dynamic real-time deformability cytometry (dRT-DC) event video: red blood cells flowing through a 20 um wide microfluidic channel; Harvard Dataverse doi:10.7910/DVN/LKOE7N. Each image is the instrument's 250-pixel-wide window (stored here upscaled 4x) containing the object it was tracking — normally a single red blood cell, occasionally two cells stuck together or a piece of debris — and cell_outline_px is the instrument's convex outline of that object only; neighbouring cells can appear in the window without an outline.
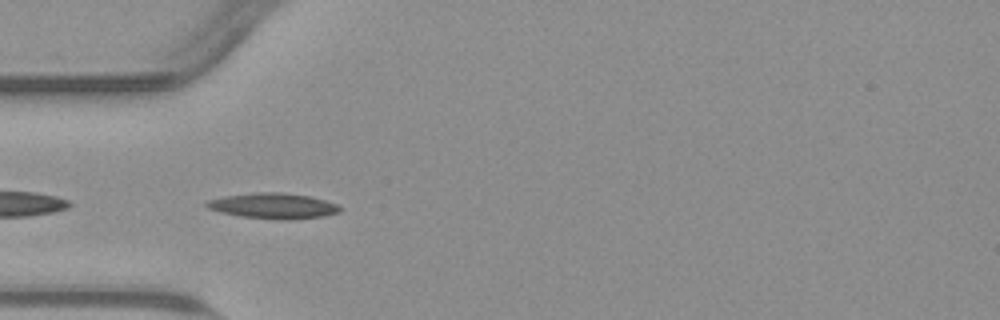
{"species": "common noctule bat (a hibernating species)", "species_latin": "Nyctalus noctula", "temperature_condition": "warm", "stored_images_in_passage": 40, "camera_frame_rate_fps": 3000, "um_per_image_px": 0.085, "animal": {"sex": "male", "body_mass_g": 23.1, "forearm_length_mm": 52.7}, "frame": {"image": 1, "passage_image": 2, "time_ms": 0.333, "image_size_px": [1000, 320], "cell_outline_px": [[340, 212], [324, 216], [292, 220], [280, 220], [240, 216], [220, 212], [208, 208], [204, 204], [208, 200], [224, 196], [256, 192], [280, 192], [308, 196], [324, 200], [336, 204], [340, 208]], "centroid_in_image_um": [23.21, 17.5], "position_along_channel_um": 61.8, "area_um2": 19.83}}
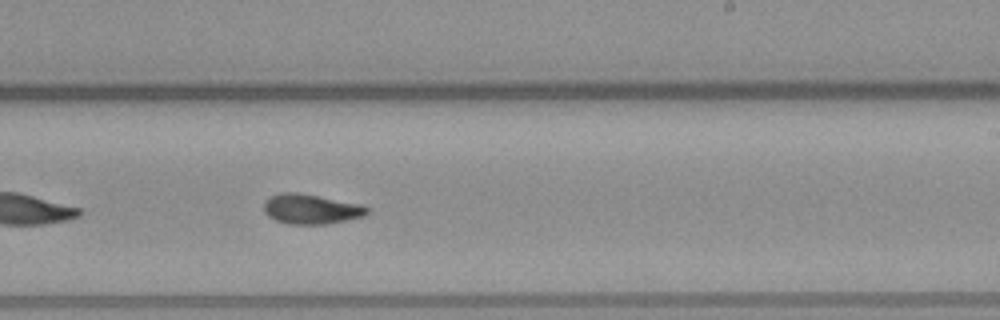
{"frame": {"image": 2, "passage_image": 18, "time_ms": 5.667, "image_size_px": [1000, 320], "cell_outline_px": [[368, 212], [364, 216], [324, 224], [288, 224], [276, 220], [268, 216], [264, 212], [264, 200], [268, 196], [280, 192], [296, 192], [360, 204], [368, 208]], "centroid_in_image_um": [26.37, 17.76], "position_along_channel_um": 262.6, "area_um2": 17.86}}
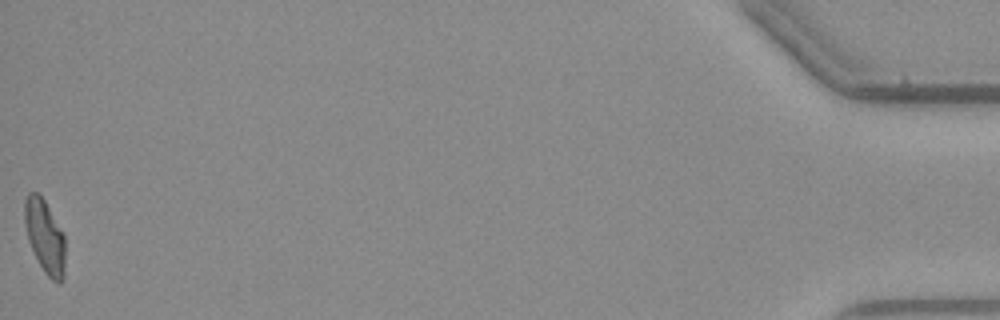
{"frame": {"image": 3, "passage_image": 40, "time_ms": 13.0, "image_size_px": [1000, 320], "cell_outline_px": [[64, 276], [60, 284], [52, 280], [44, 272], [28, 240], [24, 224], [24, 200], [28, 192], [36, 192], [44, 200], [64, 236]], "centroid_in_image_um": [3.79, 20.1], "position_along_channel_um": 431.4, "area_um2": 17.05}, "authors_computed_cell_mechanics": {"area_um2": 17.5134, "velocity_mm_per_s": 3.7724, "shape_relaxation_time_tau1_ms": 7.2877, "shape_relaxation_time_tau2_ms": 3.2861, "deformation_change_tau1": 0.2236, "deformation_change_tau2": 0.1029}}